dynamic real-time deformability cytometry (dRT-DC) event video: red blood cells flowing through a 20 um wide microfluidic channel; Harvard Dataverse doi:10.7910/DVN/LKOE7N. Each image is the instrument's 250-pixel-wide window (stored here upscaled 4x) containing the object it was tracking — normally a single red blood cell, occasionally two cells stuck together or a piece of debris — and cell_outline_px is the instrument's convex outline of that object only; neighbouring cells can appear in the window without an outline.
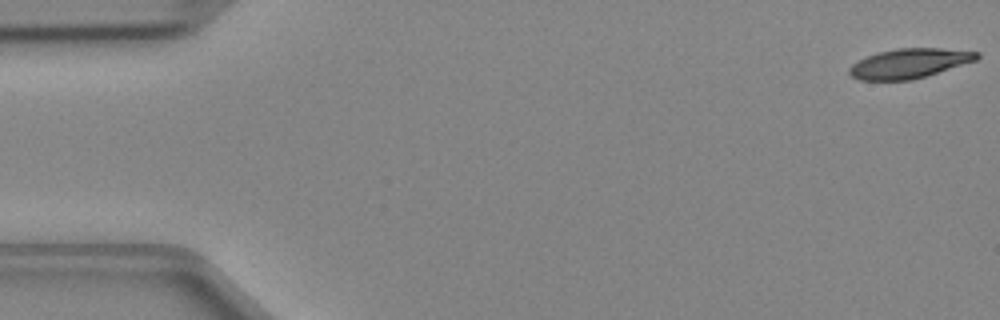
{"species": "Egyptian fruit bat (a non-hibernating species)", "species_latin": "Rousettus aegyptiacus", "temperature_condition": "cold", "stored_images_in_passage": 48, "camera_frame_rate_fps": 3000, "um_per_image_px": 0.085, "animal": {"sex": "female"}, "frame": {"image": 1, "passage_image": 1, "time_ms": 0.0, "image_size_px": [1000, 320], "cell_outline_px": [[980, 56], [976, 60], [912, 80], [860, 80], [852, 76], [848, 72], [848, 68], [852, 64], [868, 56], [880, 52], [896, 48], [940, 48], [980, 52]], "centroid_in_image_um": [77.28, 5.38], "position_along_channel_um": 7.7, "area_um2": 21.73}}
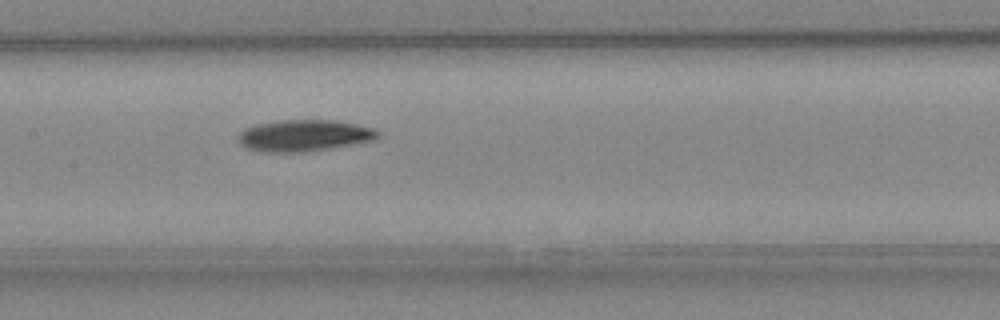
{"frame": {"image": 2, "passage_image": 23, "time_ms": 7.333, "image_size_px": [1000, 320], "cell_outline_px": [[380, 136], [372, 140], [332, 148], [304, 152], [268, 152], [248, 148], [240, 144], [236, 136], [244, 128], [256, 124], [280, 120], [332, 120], [356, 124], [372, 128], [380, 132]], "centroid_in_image_um": [25.82, 11.52], "position_along_channel_um": 181.6, "area_um2": 25.61}}
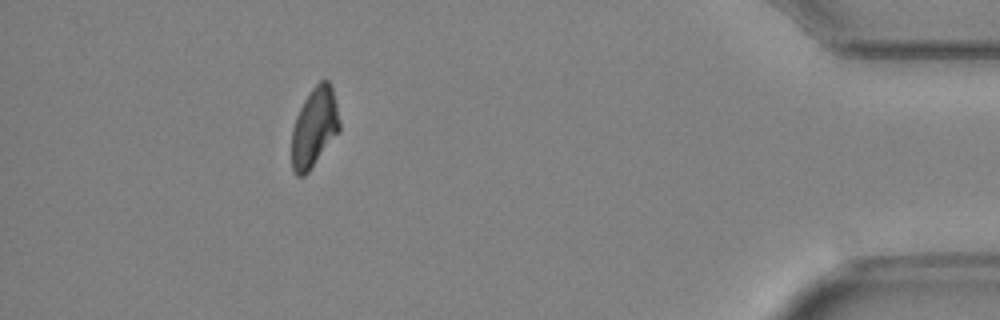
{"frame": {"image": 3, "passage_image": 43, "time_ms": 14.0, "image_size_px": [1000, 320], "cell_outline_px": [[340, 132], [308, 172], [304, 176], [296, 176], [292, 168], [292, 128], [296, 116], [304, 100], [312, 88], [320, 80], [328, 80], [332, 88], [336, 104], [340, 124]], "centroid_in_image_um": [26.72, 10.85], "position_along_channel_um": 408.5, "area_um2": 22.14}}